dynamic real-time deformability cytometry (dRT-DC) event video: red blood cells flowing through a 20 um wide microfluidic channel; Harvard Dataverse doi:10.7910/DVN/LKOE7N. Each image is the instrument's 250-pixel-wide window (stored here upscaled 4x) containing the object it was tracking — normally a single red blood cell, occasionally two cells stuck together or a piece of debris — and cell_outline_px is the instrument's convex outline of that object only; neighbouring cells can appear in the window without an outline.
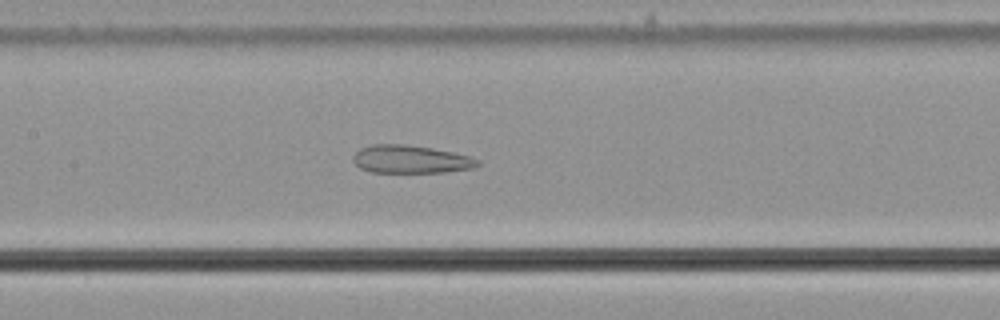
{"species": "common noctule bat (a hibernating species)", "species_latin": "Nyctalus noctula", "temperature_condition": "cold", "stored_images_in_passage": 57, "camera_frame_rate_fps": 3000, "um_per_image_px": 0.085, "animal": {"sex": "male", "body_mass_g": 21.5, "forearm_length_mm": 52.0}, "frame": {"image": 1, "passage_image": 28, "time_ms": 9.0, "image_size_px": [1000, 320], "cell_outline_px": [[480, 164], [476, 168], [448, 172], [372, 172], [360, 168], [352, 160], [352, 156], [360, 148], [372, 144], [400, 144], [432, 148], [452, 152], [468, 156], [480, 160]], "centroid_in_image_um": [34.92, 13.54], "position_along_channel_um": 172.5, "area_um2": 20.35}}
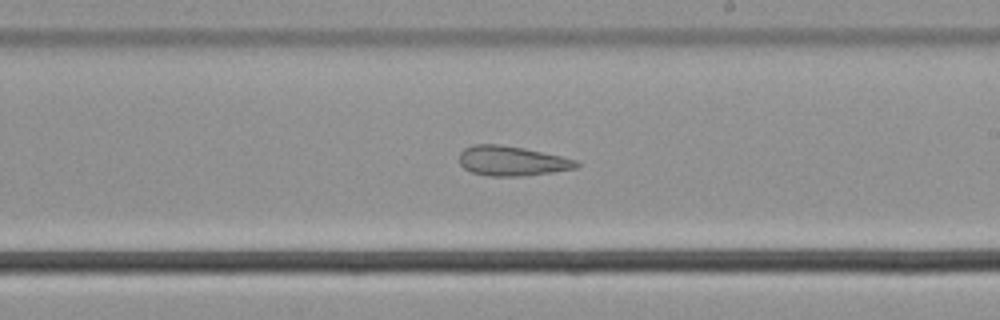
{"frame": {"image": 2, "passage_image": 34, "time_ms": 11.0, "image_size_px": [1000, 320], "cell_outline_px": [[580, 164], [576, 168], [552, 172], [520, 176], [488, 176], [472, 172], [464, 168], [460, 164], [460, 152], [464, 148], [472, 144], [500, 144], [524, 148], [560, 156], [576, 160]], "centroid_in_image_um": [43.48, 13.67], "position_along_channel_um": 245.5, "area_um2": 20.23}}
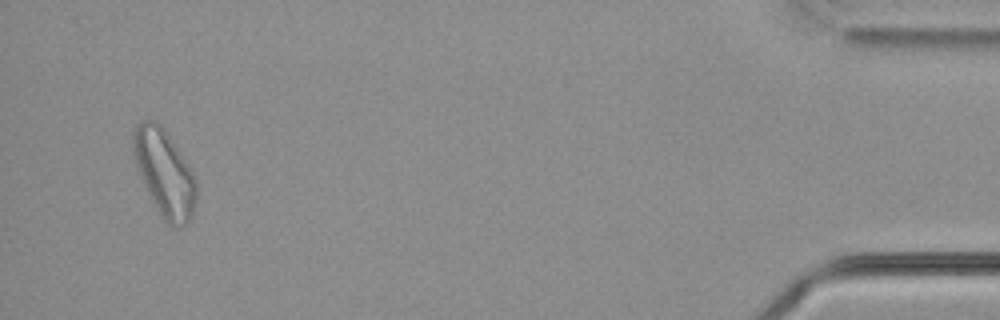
{"frame": {"image": 3, "passage_image": 55, "time_ms": 18.0, "image_size_px": [1000, 320], "cell_outline_px": [[196, 200], [192, 216], [180, 228], [172, 228], [160, 216], [140, 176], [132, 152], [132, 132], [136, 124], [140, 120], [152, 120], [160, 124], [164, 128], [188, 164], [196, 180]], "centroid_in_image_um": [13.96, 14.7], "position_along_channel_um": 421.2, "area_um2": 31.91}}